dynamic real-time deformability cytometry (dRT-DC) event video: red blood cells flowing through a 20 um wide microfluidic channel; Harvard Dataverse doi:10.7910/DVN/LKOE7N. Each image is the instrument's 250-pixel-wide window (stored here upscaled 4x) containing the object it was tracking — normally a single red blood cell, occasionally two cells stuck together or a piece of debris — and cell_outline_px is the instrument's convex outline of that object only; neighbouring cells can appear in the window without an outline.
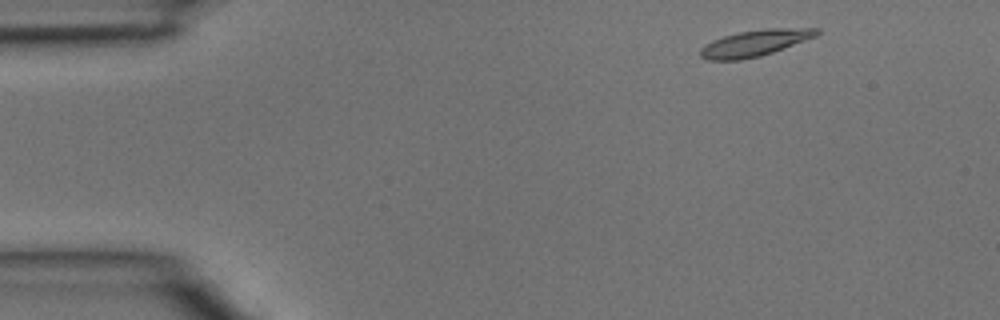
{"species": "common noctule bat (a hibernating species)", "species_latin": "Nyctalus noctula", "temperature_condition": "room temperature", "stored_images_in_passage": 3, "camera_frame_rate_fps": 3000, "um_per_image_px": 0.085, "animal": {"sex": "male", "body_mass_g": 15.6}, "frame": {"image": 1, "passage_image": 1, "time_ms": 0.0, "image_size_px": [1000, 320], "cell_outline_px": [[820, 32], [816, 36], [772, 52], [760, 56], [740, 60], [708, 60], [700, 56], [700, 48], [712, 40], [724, 36], [740, 32], [764, 28], [820, 28]], "centroid_in_image_um": [64.15, 3.65], "position_along_channel_um": 20.8, "area_um2": 17.69}}
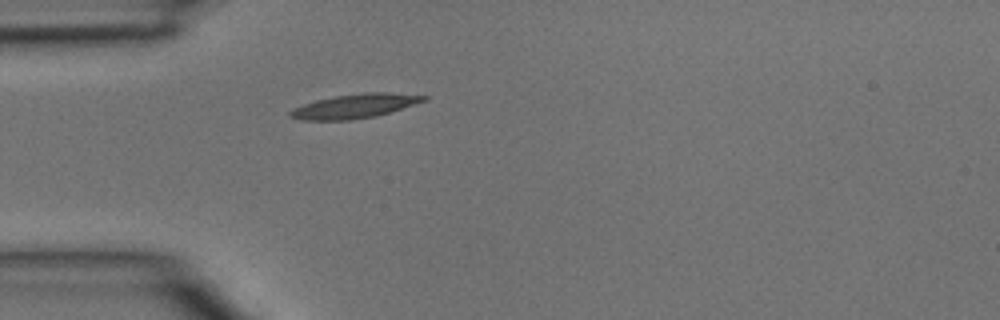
{"frame": {"image": 2, "passage_image": 3, "time_ms": 0.667, "image_size_px": [1000, 320], "cell_outline_px": [[428, 100], [376, 116], [352, 120], [300, 120], [288, 116], [288, 112], [292, 108], [316, 100], [336, 96], [364, 92], [392, 92], [428, 96]], "centroid_in_image_um": [30.15, 9.02], "position_along_channel_um": 54.8, "area_um2": 18.9}}